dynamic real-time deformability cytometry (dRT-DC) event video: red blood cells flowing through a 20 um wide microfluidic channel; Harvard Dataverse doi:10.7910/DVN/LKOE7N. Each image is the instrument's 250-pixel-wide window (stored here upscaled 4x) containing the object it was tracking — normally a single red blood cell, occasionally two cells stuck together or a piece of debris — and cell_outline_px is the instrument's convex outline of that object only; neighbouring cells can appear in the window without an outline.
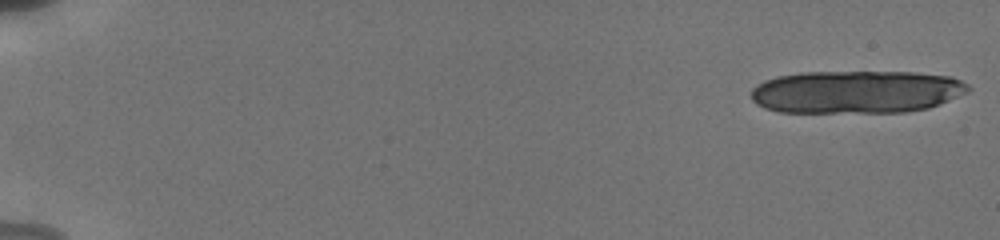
{"species": "human", "species_latin": "Homo sapiens", "temperature_condition": "cold", "stored_images_in_passage": 19, "camera_frame_rate_fps": 3000, "um_per_image_px": 0.085, "donor": {"sex": "male"}, "frame": {"image": 1, "passage_image": 1, "time_ms": 0.0, "image_size_px": [1000, 240], "cell_outline_px": [[972, 88], [968, 92], [940, 104], [928, 108], [904, 112], [780, 112], [764, 108], [756, 104], [752, 100], [752, 88], [756, 84], [764, 80], [776, 76], [800, 72], [916, 72], [952, 76], [968, 84]], "centroid_in_image_um": [72.8, 7.8], "position_along_channel_um": 12.2, "area_um2": 54.68}}
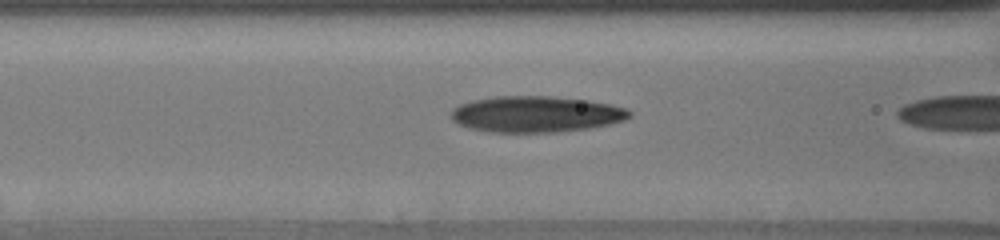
{"frame": {"image": 2, "passage_image": 18, "time_ms": 7.0, "image_size_px": [1000, 240], "cell_outline_px": [[632, 116], [624, 120], [612, 124], [592, 128], [556, 132], [488, 132], [468, 128], [452, 120], [452, 108], [460, 104], [472, 100], [496, 96], [552, 96], [588, 100], [612, 104], [628, 108], [632, 112]], "centroid_in_image_um": [45.61, 9.7], "position_along_channel_um": 121.0, "area_um2": 37.97}}